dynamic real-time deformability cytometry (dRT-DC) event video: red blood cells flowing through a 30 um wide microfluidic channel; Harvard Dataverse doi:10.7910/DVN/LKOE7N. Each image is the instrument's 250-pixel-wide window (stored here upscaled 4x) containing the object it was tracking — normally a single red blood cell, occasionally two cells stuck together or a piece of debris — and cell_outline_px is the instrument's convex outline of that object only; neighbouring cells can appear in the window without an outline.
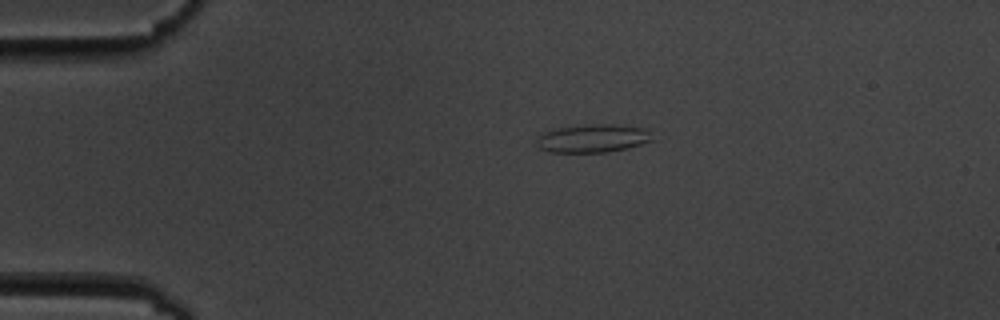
{"species": "common noctule bat (a hibernating species)", "species_latin": "Nyctalus noctula", "temperature_condition": "cold", "stored_images_in_passage": 12, "camera_frame_rate_fps": 3000, "um_per_image_px": 0.085, "animal": {"sex": "male", "body_mass_g": 19.5, "forearm_length_mm": 54.6}, "frame": {"image": 1, "passage_image": 1, "time_ms": 0.0, "image_size_px": [1000, 320], "cell_outline_px": [[652, 140], [640, 144], [608, 152], [548, 152], [540, 148], [536, 144], [536, 140], [544, 132], [552, 128], [584, 124], [612, 124], [644, 128], [648, 132]], "centroid_in_image_um": [50.31, 11.75], "position_along_channel_um": 34.7, "area_um2": 18.9}}
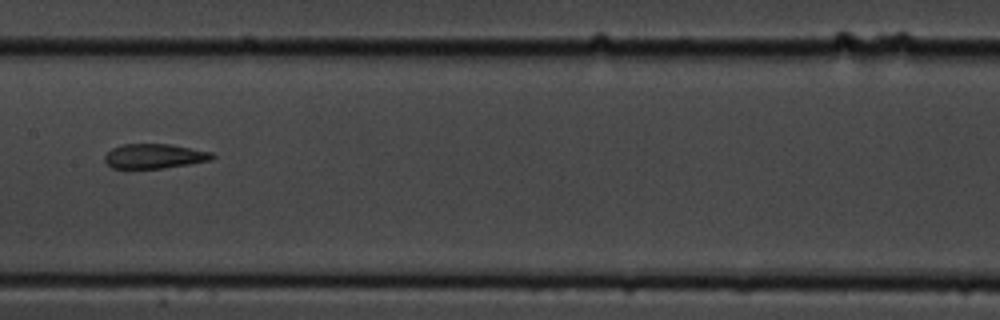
{"frame": {"image": 2, "passage_image": 5, "time_ms": 5.667, "image_size_px": [1000, 320], "cell_outline_px": [[216, 156], [212, 160], [164, 168], [112, 168], [104, 160], [104, 156], [112, 148], [124, 144], [172, 144], [212, 152]], "centroid_in_image_um": [13.15, 13.27], "position_along_channel_um": 194.2, "area_um2": 15.43}}
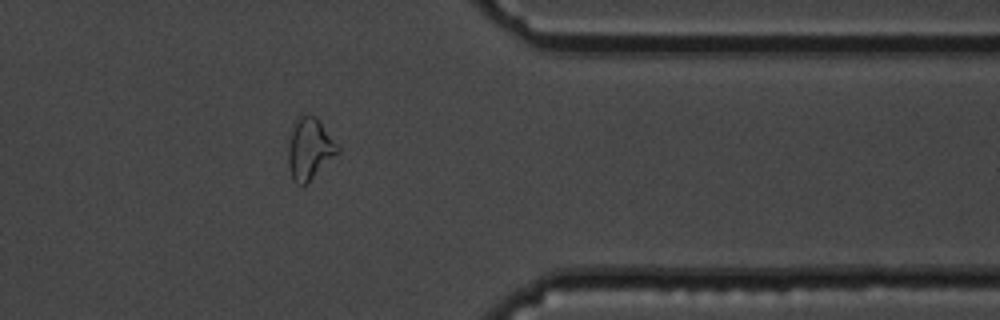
{"frame": {"image": 3, "passage_image": 10, "time_ms": 11.333, "image_size_px": [1000, 320], "cell_outline_px": [[340, 152], [308, 184], [296, 184], [292, 180], [288, 164], [288, 144], [296, 120], [300, 112], [308, 112], [316, 116], [320, 120], [340, 144]], "centroid_in_image_um": [26.36, 12.62], "position_along_channel_um": 385.0, "area_um2": 18.5}, "authors_computed_cell_mechanics": {"area_um2": 16.3574, "velocity_mm_per_s": 3.5766, "shape_relaxation_time_tau1_ms": 6.5637, "shape_relaxation_time_tau2_ms": 1.3373, "deformation_change_tau1": 0.2172, "deformation_change_tau2": 0.0982}}